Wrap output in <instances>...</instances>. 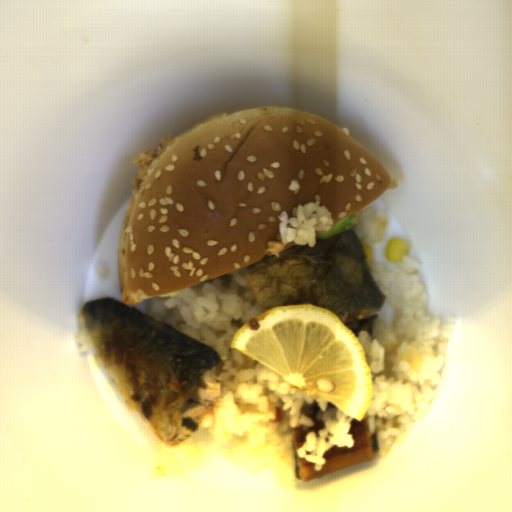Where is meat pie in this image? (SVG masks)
<instances>
[{
  "label": "meat pie",
  "mask_w": 512,
  "mask_h": 512,
  "mask_svg": "<svg viewBox=\"0 0 512 512\" xmlns=\"http://www.w3.org/2000/svg\"><path fill=\"white\" fill-rule=\"evenodd\" d=\"M176 144V140L174 137L170 135H166L164 138L160 140L158 145L150 150L143 151L133 160L134 163L138 167V172L135 177L132 178V186L134 191H139L140 188L145 184L149 166L160 156L163 155L164 151Z\"/></svg>",
  "instance_id": "obj_1"
}]
</instances>
